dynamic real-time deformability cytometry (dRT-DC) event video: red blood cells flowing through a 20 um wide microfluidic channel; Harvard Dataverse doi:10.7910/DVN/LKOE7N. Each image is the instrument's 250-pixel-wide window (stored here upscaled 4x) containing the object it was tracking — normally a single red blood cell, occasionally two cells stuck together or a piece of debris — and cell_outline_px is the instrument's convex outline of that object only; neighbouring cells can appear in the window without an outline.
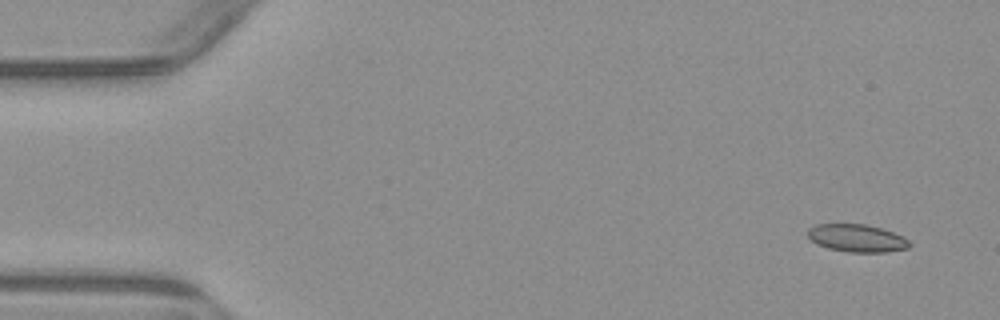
{"species": "common noctule bat (a hibernating species)", "species_latin": "Nyctalus noctula", "temperature_condition": "warm", "stored_images_in_passage": 4, "camera_frame_rate_fps": 3000, "um_per_image_px": 0.085, "animal": {"sex": "male", "body_mass_g": 23.1, "forearm_length_mm": 52.7}, "frame": {"image": 1, "passage_image": 1, "time_ms": 0.0, "image_size_px": [1000, 320], "cell_outline_px": [[912, 244], [908, 248], [888, 252], [848, 252], [828, 248], [816, 244], [808, 236], [808, 228], [816, 224], [864, 224], [880, 228], [904, 236]], "centroid_in_image_um": [72.85, 20.25], "position_along_channel_um": 12.2, "area_um2": 16.42}}
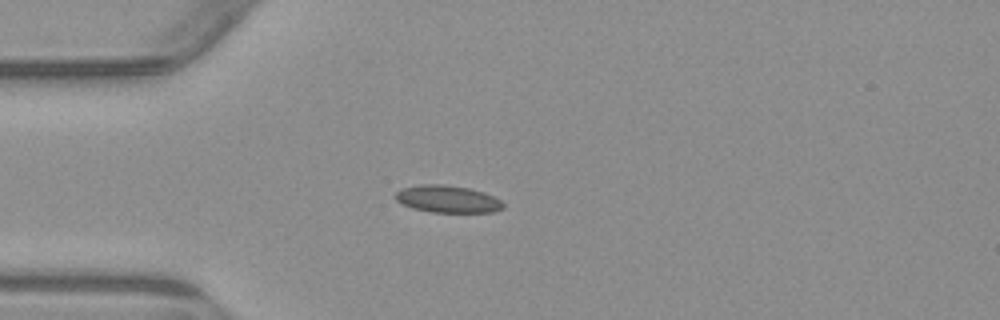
{"frame": {"image": 2, "passage_image": 4, "time_ms": 3.667, "image_size_px": [1000, 320], "cell_outline_px": [[504, 208], [492, 212], [432, 212], [412, 208], [400, 204], [392, 196], [396, 192], [404, 188], [420, 184], [440, 184], [468, 188], [484, 192], [500, 200], [504, 204]], "centroid_in_image_um": [38.0, 16.92], "position_along_channel_um": 47.0, "area_um2": 17.11}}